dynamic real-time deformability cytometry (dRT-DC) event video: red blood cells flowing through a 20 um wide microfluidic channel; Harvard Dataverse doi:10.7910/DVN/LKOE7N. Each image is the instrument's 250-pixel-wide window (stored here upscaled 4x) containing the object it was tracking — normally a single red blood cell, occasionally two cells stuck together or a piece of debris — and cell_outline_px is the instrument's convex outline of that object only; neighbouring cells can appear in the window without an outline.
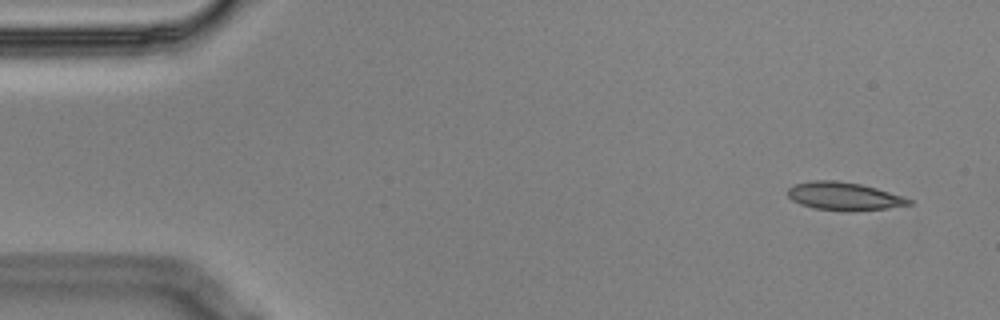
{"species": "Egyptian fruit bat (a non-hibernating species)", "species_latin": "Rousettus aegyptiacus", "temperature_condition": "cold", "stored_images_in_passage": 4, "camera_frame_rate_fps": 3000, "um_per_image_px": 0.085, "animal": {"sex": "male"}, "frame": {"image": 1, "passage_image": 1, "time_ms": 0.0, "image_size_px": [1000, 320], "cell_outline_px": [[912, 204], [888, 208], [852, 212], [812, 208], [800, 204], [792, 200], [788, 196], [788, 188], [796, 184], [812, 180], [832, 180], [860, 184], [876, 188], [904, 196], [912, 200]], "centroid_in_image_um": [71.75, 16.69], "position_along_channel_um": 13.3, "area_um2": 19.88}}
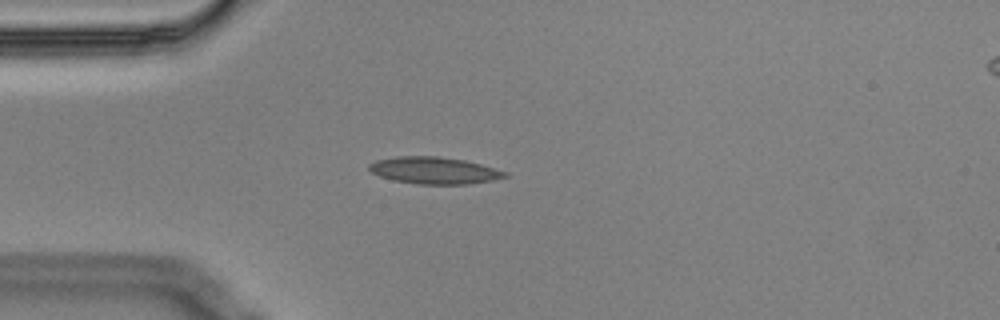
{"frame": {"image": 2, "passage_image": 4, "time_ms": 1.0, "image_size_px": [1000, 320], "cell_outline_px": [[508, 176], [492, 180], [468, 184], [420, 184], [392, 180], [380, 176], [372, 172], [368, 168], [368, 164], [376, 160], [396, 156], [436, 156], [464, 160], [480, 164], [508, 172]], "centroid_in_image_um": [36.89, 14.48], "position_along_channel_um": 48.1, "area_um2": 21.21}}